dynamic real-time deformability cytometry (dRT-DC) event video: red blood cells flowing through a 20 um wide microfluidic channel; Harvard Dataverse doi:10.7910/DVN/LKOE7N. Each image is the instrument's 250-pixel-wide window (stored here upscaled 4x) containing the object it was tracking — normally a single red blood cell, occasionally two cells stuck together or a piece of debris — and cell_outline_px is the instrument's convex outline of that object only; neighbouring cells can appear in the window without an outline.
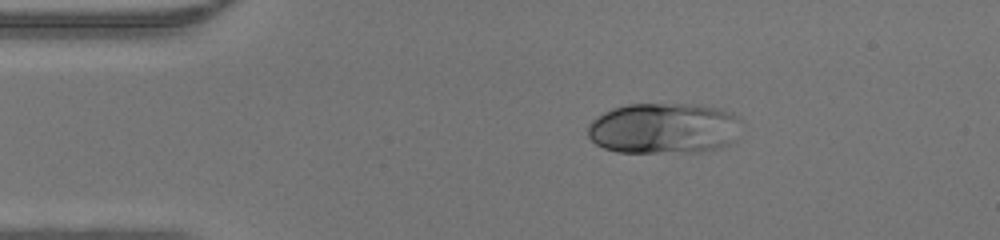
{"species": "human", "species_latin": "Homo sapiens", "temperature_condition": "warm", "stored_images_in_passage": 39, "camera_frame_rate_fps": 3000, "um_per_image_px": 0.085, "donor": {"sex": "male"}, "frame": {"image": 1, "passage_image": 1, "time_ms": 0.0, "image_size_px": [1000, 240], "cell_outline_px": [[740, 120], [736, 140], [720, 148], [704, 152], [616, 152], [604, 148], [596, 144], [588, 136], [588, 124], [592, 120], [604, 112], [612, 108], [628, 104], [696, 104], [720, 108], [732, 112], [740, 116]], "centroid_in_image_um": [56.46, 10.91], "position_along_channel_um": 28.5, "area_um2": 46.12}}
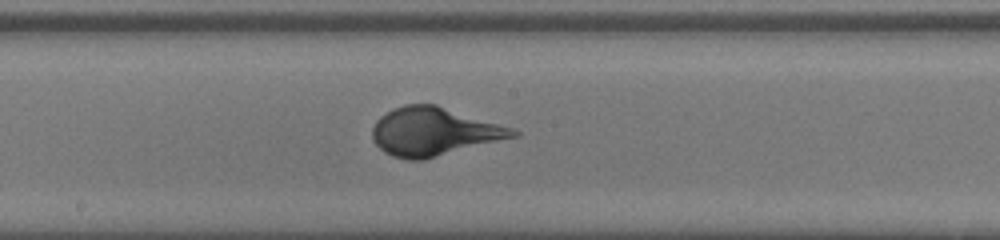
{"frame": {"image": 2, "passage_image": 17, "time_ms": 5.333, "image_size_px": [1000, 240], "cell_outline_px": [[520, 136], [424, 160], [408, 160], [392, 156], [384, 152], [372, 140], [372, 128], [376, 120], [380, 116], [392, 108], [404, 104], [436, 104], [512, 128], [520, 132]], "centroid_in_image_um": [36.87, 11.19], "position_along_channel_um": 211.3, "area_um2": 39.82}}
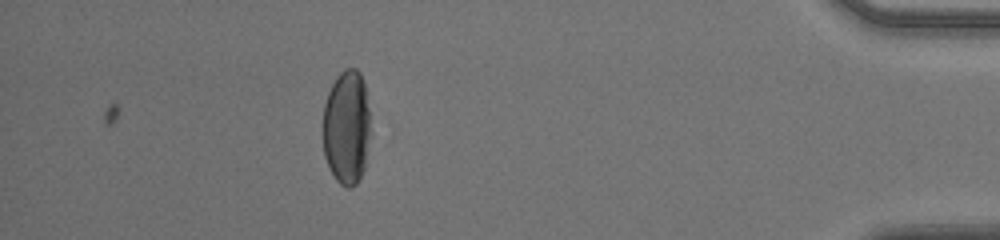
{"frame": {"image": 3, "passage_image": 34, "time_ms": 11.0, "image_size_px": [1000, 240], "cell_outline_px": [[372, 132], [364, 168], [356, 184], [352, 188], [344, 188], [336, 180], [328, 168], [324, 156], [320, 132], [320, 128], [324, 104], [328, 92], [336, 76], [344, 68], [356, 68], [360, 72], [364, 84]], "centroid_in_image_um": [29.43, 10.85], "position_along_channel_um": 405.8, "area_um2": 33.0}}